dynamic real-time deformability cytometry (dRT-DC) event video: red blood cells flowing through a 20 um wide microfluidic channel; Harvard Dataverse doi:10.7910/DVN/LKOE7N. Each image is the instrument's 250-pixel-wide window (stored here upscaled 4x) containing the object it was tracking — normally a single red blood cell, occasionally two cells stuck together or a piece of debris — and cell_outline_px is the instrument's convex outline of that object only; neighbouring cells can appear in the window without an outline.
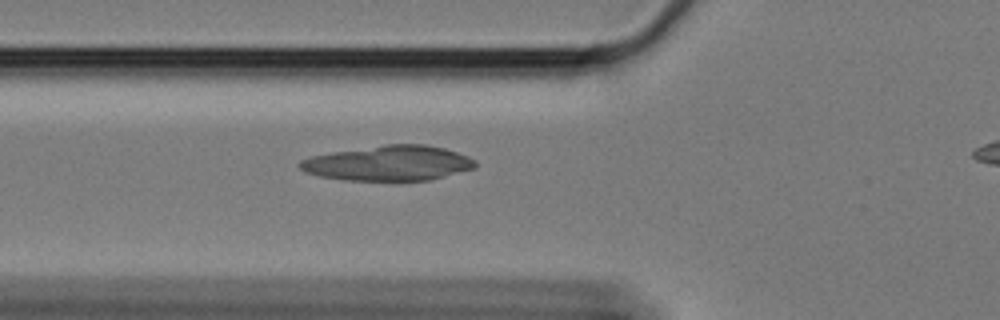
{"species": "Egyptian fruit bat (a non-hibernating species)", "species_latin": "Rousettus aegyptiacus", "temperature_condition": "cold", "stored_images_in_passage": 24, "camera_frame_rate_fps": 3000, "um_per_image_px": 0.085, "animal": {"sex": "female"}, "frame": {"image": 1, "passage_image": 13, "time_ms": 4.0, "image_size_px": [1000, 320], "cell_outline_px": [[476, 168], [432, 180], [344, 180], [320, 176], [304, 172], [300, 168], [300, 160], [312, 156], [332, 152], [384, 144], [424, 144], [444, 148], [468, 156], [476, 160]], "centroid_in_image_um": [33.06, 13.87], "position_along_channel_um": 92.7, "area_um2": 35.89}}
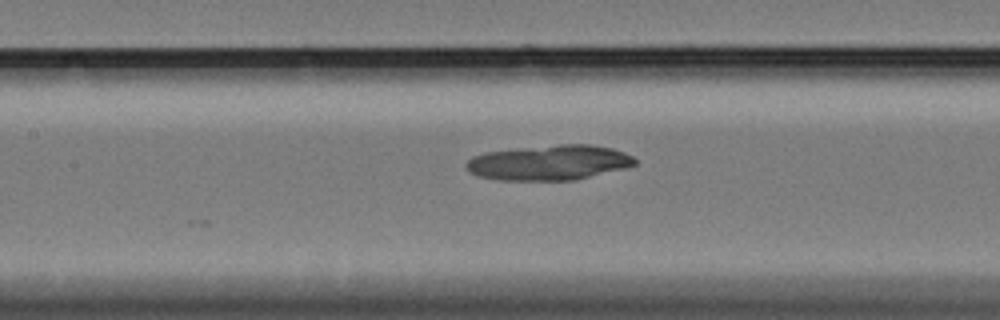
{"frame": {"image": 2, "passage_image": 19, "time_ms": 6.0, "image_size_px": [1000, 320], "cell_outline_px": [[636, 164], [624, 168], [572, 180], [496, 180], [476, 176], [464, 164], [472, 156], [484, 152], [520, 148], [560, 144], [592, 144], [612, 148], [624, 152], [632, 156], [636, 160]], "centroid_in_image_um": [46.65, 13.81], "position_along_channel_um": 160.7, "area_um2": 34.39}}
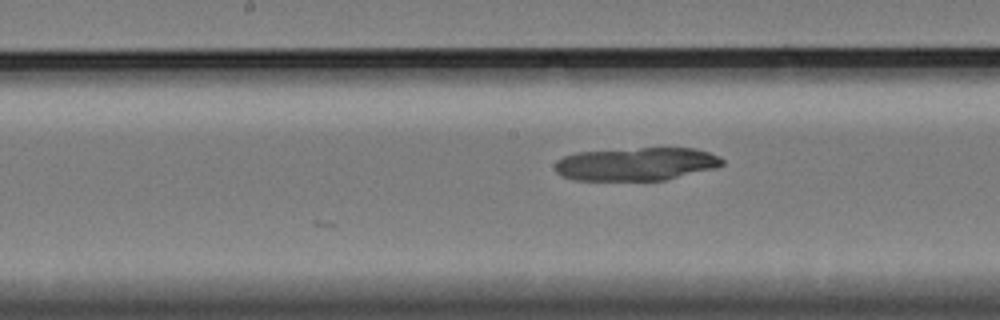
{"frame": {"image": 3, "passage_image": 22, "time_ms": 7.0, "image_size_px": [1000, 320], "cell_outline_px": [[724, 164], [716, 168], [664, 180], [572, 180], [560, 176], [556, 172], [556, 160], [564, 156], [576, 152], [640, 148], [696, 148], [720, 156], [724, 160]], "centroid_in_image_um": [54.08, 13.94], "position_along_channel_um": 194.1, "area_um2": 32.43}}